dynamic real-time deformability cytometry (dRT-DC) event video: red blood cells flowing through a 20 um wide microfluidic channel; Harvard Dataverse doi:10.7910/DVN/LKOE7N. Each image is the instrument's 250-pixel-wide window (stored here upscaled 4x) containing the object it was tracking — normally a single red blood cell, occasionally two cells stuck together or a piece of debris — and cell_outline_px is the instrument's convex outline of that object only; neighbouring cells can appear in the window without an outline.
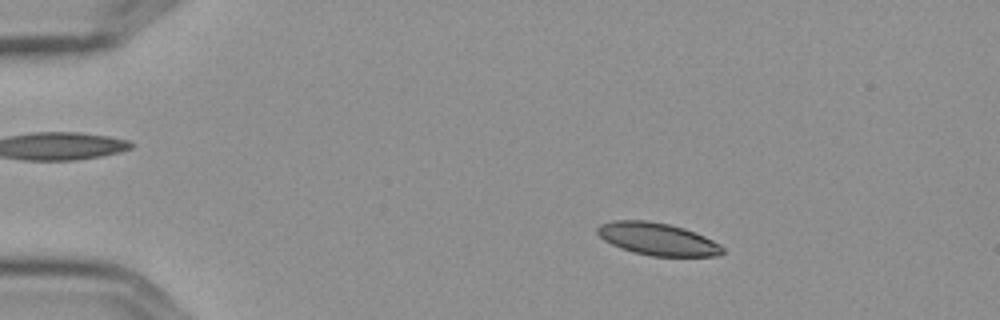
{"species": "Egyptian fruit bat (a non-hibernating species)", "species_latin": "Rousettus aegyptiacus", "temperature_condition": "cold", "stored_images_in_passage": 4, "camera_frame_rate_fps": 3000, "um_per_image_px": 0.085, "frame": {"image": 1, "passage_image": 2, "time_ms": 0.333, "image_size_px": [1000, 320], "cell_outline_px": [[724, 252], [720, 256], [652, 256], [632, 252], [620, 248], [604, 240], [596, 232], [596, 228], [600, 224], [612, 220], [644, 220], [668, 224], [684, 228], [696, 232], [720, 244], [724, 248]], "centroid_in_image_um": [55.88, 20.32], "position_along_channel_um": 29.1, "area_um2": 23.76}}